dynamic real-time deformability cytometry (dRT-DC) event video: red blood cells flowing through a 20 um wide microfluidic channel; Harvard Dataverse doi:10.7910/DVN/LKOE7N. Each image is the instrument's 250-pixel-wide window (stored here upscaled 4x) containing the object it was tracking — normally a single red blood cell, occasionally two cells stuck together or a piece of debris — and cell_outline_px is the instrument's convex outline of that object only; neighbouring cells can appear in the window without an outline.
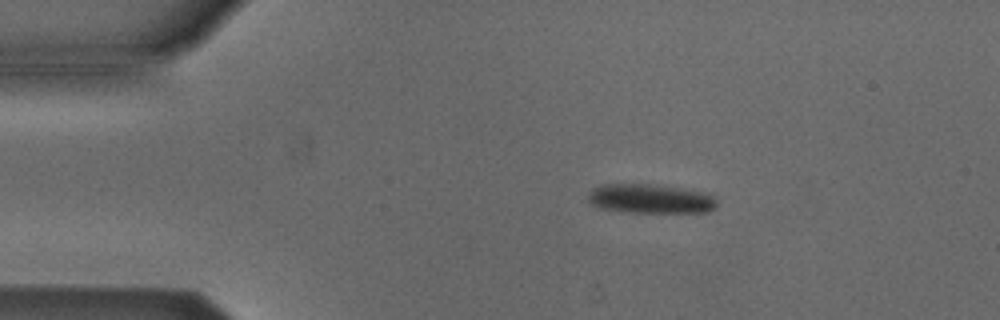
{"species": "Egyptian fruit bat (a non-hibernating species)", "species_latin": "Rousettus aegyptiacus", "temperature_condition": "cold", "stored_images_in_passage": 5, "camera_frame_rate_fps": 3000, "um_per_image_px": 0.085, "animal": {"sex": "male"}, "frame": {"image": 1, "passage_image": 2, "time_ms": 2.0, "image_size_px": [1000, 320], "cell_outline_px": [[716, 208], [708, 212], [628, 212], [600, 208], [592, 204], [588, 200], [588, 192], [592, 188], [600, 184], [648, 184], [680, 188], [708, 192], [716, 196]], "centroid_in_image_um": [55.3, 16.89], "position_along_channel_um": 29.7, "area_um2": 22.2}}
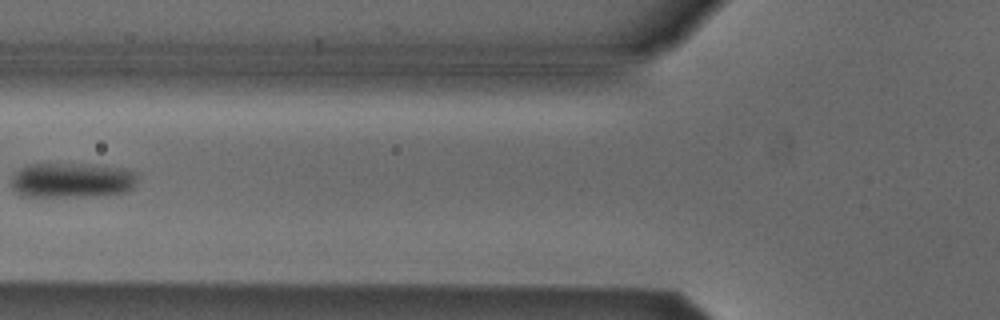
{"frame": {"image": 2, "passage_image": 5, "time_ms": 5.667, "image_size_px": [1000, 320], "cell_outline_px": [[140, 172], [136, 184], [128, 192], [96, 196], [20, 196], [12, 188], [12, 176], [20, 168], [32, 164], [88, 164], [124, 168]], "centroid_in_image_um": [6.18, 15.32], "position_along_channel_um": 119.6, "area_um2": 26.07}}